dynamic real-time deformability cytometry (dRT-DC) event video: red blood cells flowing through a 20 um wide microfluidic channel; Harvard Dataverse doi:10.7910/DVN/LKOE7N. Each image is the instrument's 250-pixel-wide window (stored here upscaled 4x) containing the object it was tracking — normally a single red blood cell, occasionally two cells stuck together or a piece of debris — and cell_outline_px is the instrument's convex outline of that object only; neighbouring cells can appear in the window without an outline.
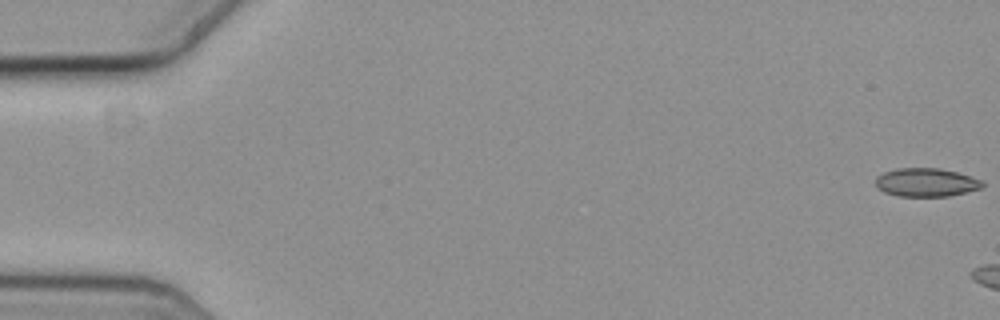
{"species": "common noctule bat (a hibernating species)", "species_latin": "Nyctalus noctula", "temperature_condition": "cold", "stored_images_in_passage": 13, "camera_frame_rate_fps": 3000, "um_per_image_px": 0.085, "animal": {"sex": "female", "body_mass_g": 19.3, "forearm_length_mm": 54.1}, "frame": {"image": 1, "passage_image": 1, "time_ms": 0.0, "image_size_px": [1000, 320], "cell_outline_px": [[984, 184], [980, 188], [948, 196], [900, 196], [884, 192], [876, 188], [876, 176], [884, 172], [896, 168], [940, 168], [956, 172], [984, 180]], "centroid_in_image_um": [78.7, 15.49], "position_along_channel_um": 6.3, "area_um2": 17.69}}